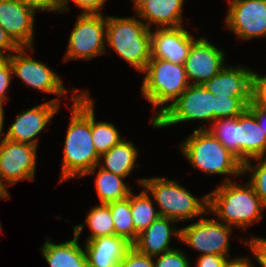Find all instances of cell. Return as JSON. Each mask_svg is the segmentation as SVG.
<instances>
[{"instance_id": "cell-1", "label": "cell", "mask_w": 266, "mask_h": 267, "mask_svg": "<svg viewBox=\"0 0 266 267\" xmlns=\"http://www.w3.org/2000/svg\"><path fill=\"white\" fill-rule=\"evenodd\" d=\"M72 89L71 120L64 141L60 182L95 175L100 162L91 133L90 91Z\"/></svg>"}, {"instance_id": "cell-2", "label": "cell", "mask_w": 266, "mask_h": 267, "mask_svg": "<svg viewBox=\"0 0 266 267\" xmlns=\"http://www.w3.org/2000/svg\"><path fill=\"white\" fill-rule=\"evenodd\" d=\"M241 186L225 178L218 188L208 194V212L226 225L246 230L263 217L266 205L247 182Z\"/></svg>"}, {"instance_id": "cell-3", "label": "cell", "mask_w": 266, "mask_h": 267, "mask_svg": "<svg viewBox=\"0 0 266 267\" xmlns=\"http://www.w3.org/2000/svg\"><path fill=\"white\" fill-rule=\"evenodd\" d=\"M185 139L180 150L193 168L205 174L243 176V163L209 129H196Z\"/></svg>"}, {"instance_id": "cell-4", "label": "cell", "mask_w": 266, "mask_h": 267, "mask_svg": "<svg viewBox=\"0 0 266 267\" xmlns=\"http://www.w3.org/2000/svg\"><path fill=\"white\" fill-rule=\"evenodd\" d=\"M135 17L106 16V45L142 73L151 59V30Z\"/></svg>"}, {"instance_id": "cell-5", "label": "cell", "mask_w": 266, "mask_h": 267, "mask_svg": "<svg viewBox=\"0 0 266 267\" xmlns=\"http://www.w3.org/2000/svg\"><path fill=\"white\" fill-rule=\"evenodd\" d=\"M137 180L157 203L158 213L162 217L180 222L209 213L208 194L197 198L177 181L160 176Z\"/></svg>"}, {"instance_id": "cell-6", "label": "cell", "mask_w": 266, "mask_h": 267, "mask_svg": "<svg viewBox=\"0 0 266 267\" xmlns=\"http://www.w3.org/2000/svg\"><path fill=\"white\" fill-rule=\"evenodd\" d=\"M143 72L145 76L141 85L142 97L153 105L154 110L158 106L161 107L153 116L155 120L191 83L188 81L184 64L164 59L151 58ZM168 102L171 103L165 105Z\"/></svg>"}, {"instance_id": "cell-7", "label": "cell", "mask_w": 266, "mask_h": 267, "mask_svg": "<svg viewBox=\"0 0 266 267\" xmlns=\"http://www.w3.org/2000/svg\"><path fill=\"white\" fill-rule=\"evenodd\" d=\"M215 96L201 84H190L188 88L155 120L153 128H164L187 121L215 122Z\"/></svg>"}, {"instance_id": "cell-8", "label": "cell", "mask_w": 266, "mask_h": 267, "mask_svg": "<svg viewBox=\"0 0 266 267\" xmlns=\"http://www.w3.org/2000/svg\"><path fill=\"white\" fill-rule=\"evenodd\" d=\"M106 16L80 14L68 39L64 62L73 59L90 60L106 52Z\"/></svg>"}, {"instance_id": "cell-9", "label": "cell", "mask_w": 266, "mask_h": 267, "mask_svg": "<svg viewBox=\"0 0 266 267\" xmlns=\"http://www.w3.org/2000/svg\"><path fill=\"white\" fill-rule=\"evenodd\" d=\"M232 231L231 226L202 216L196 223L180 228L179 241L202 253L200 255L214 254L229 258V236Z\"/></svg>"}, {"instance_id": "cell-10", "label": "cell", "mask_w": 266, "mask_h": 267, "mask_svg": "<svg viewBox=\"0 0 266 267\" xmlns=\"http://www.w3.org/2000/svg\"><path fill=\"white\" fill-rule=\"evenodd\" d=\"M37 147L7 138L0 143V185L6 192L7 185H14L22 180L34 181Z\"/></svg>"}, {"instance_id": "cell-11", "label": "cell", "mask_w": 266, "mask_h": 267, "mask_svg": "<svg viewBox=\"0 0 266 267\" xmlns=\"http://www.w3.org/2000/svg\"><path fill=\"white\" fill-rule=\"evenodd\" d=\"M26 50L27 47H19L7 58L12 66L13 75L34 90L67 98L68 91L61 77L46 64L27 56Z\"/></svg>"}, {"instance_id": "cell-12", "label": "cell", "mask_w": 266, "mask_h": 267, "mask_svg": "<svg viewBox=\"0 0 266 267\" xmlns=\"http://www.w3.org/2000/svg\"><path fill=\"white\" fill-rule=\"evenodd\" d=\"M225 25L239 39L266 37V0H228Z\"/></svg>"}, {"instance_id": "cell-13", "label": "cell", "mask_w": 266, "mask_h": 267, "mask_svg": "<svg viewBox=\"0 0 266 267\" xmlns=\"http://www.w3.org/2000/svg\"><path fill=\"white\" fill-rule=\"evenodd\" d=\"M37 8L16 0H0V26L19 47L34 52V22Z\"/></svg>"}, {"instance_id": "cell-14", "label": "cell", "mask_w": 266, "mask_h": 267, "mask_svg": "<svg viewBox=\"0 0 266 267\" xmlns=\"http://www.w3.org/2000/svg\"><path fill=\"white\" fill-rule=\"evenodd\" d=\"M225 66V53L203 36L191 44L184 62L189 83L193 80L192 84L201 85L217 75Z\"/></svg>"}, {"instance_id": "cell-15", "label": "cell", "mask_w": 266, "mask_h": 267, "mask_svg": "<svg viewBox=\"0 0 266 267\" xmlns=\"http://www.w3.org/2000/svg\"><path fill=\"white\" fill-rule=\"evenodd\" d=\"M60 101V98H55L20 112L5 134L6 138L38 146L39 137H36L52 122L51 119L59 110Z\"/></svg>"}, {"instance_id": "cell-16", "label": "cell", "mask_w": 266, "mask_h": 267, "mask_svg": "<svg viewBox=\"0 0 266 267\" xmlns=\"http://www.w3.org/2000/svg\"><path fill=\"white\" fill-rule=\"evenodd\" d=\"M195 40L183 26L151 30V58L184 64Z\"/></svg>"}, {"instance_id": "cell-17", "label": "cell", "mask_w": 266, "mask_h": 267, "mask_svg": "<svg viewBox=\"0 0 266 267\" xmlns=\"http://www.w3.org/2000/svg\"><path fill=\"white\" fill-rule=\"evenodd\" d=\"M132 1L134 2L133 5L137 13L136 15L150 30L153 24L157 25V29L178 28L183 25L182 8L184 0Z\"/></svg>"}, {"instance_id": "cell-18", "label": "cell", "mask_w": 266, "mask_h": 267, "mask_svg": "<svg viewBox=\"0 0 266 267\" xmlns=\"http://www.w3.org/2000/svg\"><path fill=\"white\" fill-rule=\"evenodd\" d=\"M225 66L202 86L215 97H251L252 69Z\"/></svg>"}, {"instance_id": "cell-19", "label": "cell", "mask_w": 266, "mask_h": 267, "mask_svg": "<svg viewBox=\"0 0 266 267\" xmlns=\"http://www.w3.org/2000/svg\"><path fill=\"white\" fill-rule=\"evenodd\" d=\"M174 222L177 221L159 216L147 229L138 234L132 246L138 252L150 257L175 249L170 246V242L173 234L180 240V229L171 226Z\"/></svg>"}, {"instance_id": "cell-20", "label": "cell", "mask_w": 266, "mask_h": 267, "mask_svg": "<svg viewBox=\"0 0 266 267\" xmlns=\"http://www.w3.org/2000/svg\"><path fill=\"white\" fill-rule=\"evenodd\" d=\"M237 141L242 163L266 155V134L249 108L237 117Z\"/></svg>"}, {"instance_id": "cell-21", "label": "cell", "mask_w": 266, "mask_h": 267, "mask_svg": "<svg viewBox=\"0 0 266 267\" xmlns=\"http://www.w3.org/2000/svg\"><path fill=\"white\" fill-rule=\"evenodd\" d=\"M132 244L117 235L101 236L85 242L88 267H119Z\"/></svg>"}, {"instance_id": "cell-22", "label": "cell", "mask_w": 266, "mask_h": 267, "mask_svg": "<svg viewBox=\"0 0 266 267\" xmlns=\"http://www.w3.org/2000/svg\"><path fill=\"white\" fill-rule=\"evenodd\" d=\"M78 237L55 244L46 238L39 249L50 267H88L85 249L78 243Z\"/></svg>"}, {"instance_id": "cell-23", "label": "cell", "mask_w": 266, "mask_h": 267, "mask_svg": "<svg viewBox=\"0 0 266 267\" xmlns=\"http://www.w3.org/2000/svg\"><path fill=\"white\" fill-rule=\"evenodd\" d=\"M138 151L132 141L123 139L100 156L98 167L126 178L134 170V167H140L139 163L136 164Z\"/></svg>"}, {"instance_id": "cell-24", "label": "cell", "mask_w": 266, "mask_h": 267, "mask_svg": "<svg viewBox=\"0 0 266 267\" xmlns=\"http://www.w3.org/2000/svg\"><path fill=\"white\" fill-rule=\"evenodd\" d=\"M85 224H87L90 230V234L86 239V242L101 236L115 235V227L108 203H100V205L97 206L95 205V207L89 211L86 219L84 220V224L73 226V232L76 237L79 238Z\"/></svg>"}, {"instance_id": "cell-25", "label": "cell", "mask_w": 266, "mask_h": 267, "mask_svg": "<svg viewBox=\"0 0 266 267\" xmlns=\"http://www.w3.org/2000/svg\"><path fill=\"white\" fill-rule=\"evenodd\" d=\"M123 179L122 176L99 169L94 181L100 203L107 204L129 197L131 190Z\"/></svg>"}, {"instance_id": "cell-26", "label": "cell", "mask_w": 266, "mask_h": 267, "mask_svg": "<svg viewBox=\"0 0 266 267\" xmlns=\"http://www.w3.org/2000/svg\"><path fill=\"white\" fill-rule=\"evenodd\" d=\"M131 192V211L134 225V242L139 233L147 229L160 215L153 205L148 191L143 190L138 195Z\"/></svg>"}, {"instance_id": "cell-27", "label": "cell", "mask_w": 266, "mask_h": 267, "mask_svg": "<svg viewBox=\"0 0 266 267\" xmlns=\"http://www.w3.org/2000/svg\"><path fill=\"white\" fill-rule=\"evenodd\" d=\"M94 101L91 99V133L95 150L99 156L119 144L123 139L114 124L95 120Z\"/></svg>"}, {"instance_id": "cell-28", "label": "cell", "mask_w": 266, "mask_h": 267, "mask_svg": "<svg viewBox=\"0 0 266 267\" xmlns=\"http://www.w3.org/2000/svg\"><path fill=\"white\" fill-rule=\"evenodd\" d=\"M112 221L115 227V235L134 243V225L131 211V193L129 197L121 201L108 203Z\"/></svg>"}, {"instance_id": "cell-29", "label": "cell", "mask_w": 266, "mask_h": 267, "mask_svg": "<svg viewBox=\"0 0 266 267\" xmlns=\"http://www.w3.org/2000/svg\"><path fill=\"white\" fill-rule=\"evenodd\" d=\"M198 129H209L212 134L238 158L237 117L216 120L209 128L200 126Z\"/></svg>"}, {"instance_id": "cell-30", "label": "cell", "mask_w": 266, "mask_h": 267, "mask_svg": "<svg viewBox=\"0 0 266 267\" xmlns=\"http://www.w3.org/2000/svg\"><path fill=\"white\" fill-rule=\"evenodd\" d=\"M254 160L258 162L256 166L253 165L254 162L252 161ZM242 172L243 175L248 172L251 173L248 182L253 186L260 200L266 205V155L244 162Z\"/></svg>"}, {"instance_id": "cell-31", "label": "cell", "mask_w": 266, "mask_h": 267, "mask_svg": "<svg viewBox=\"0 0 266 267\" xmlns=\"http://www.w3.org/2000/svg\"><path fill=\"white\" fill-rule=\"evenodd\" d=\"M215 98V121L238 117L251 104V97Z\"/></svg>"}, {"instance_id": "cell-32", "label": "cell", "mask_w": 266, "mask_h": 267, "mask_svg": "<svg viewBox=\"0 0 266 267\" xmlns=\"http://www.w3.org/2000/svg\"><path fill=\"white\" fill-rule=\"evenodd\" d=\"M156 257L157 259L154 261L155 267H190L191 265L187 258L188 255L176 248L153 258L155 259Z\"/></svg>"}, {"instance_id": "cell-33", "label": "cell", "mask_w": 266, "mask_h": 267, "mask_svg": "<svg viewBox=\"0 0 266 267\" xmlns=\"http://www.w3.org/2000/svg\"><path fill=\"white\" fill-rule=\"evenodd\" d=\"M251 103L266 109V75L252 72Z\"/></svg>"}, {"instance_id": "cell-34", "label": "cell", "mask_w": 266, "mask_h": 267, "mask_svg": "<svg viewBox=\"0 0 266 267\" xmlns=\"http://www.w3.org/2000/svg\"><path fill=\"white\" fill-rule=\"evenodd\" d=\"M119 267H155L154 258L138 252L132 246L121 260Z\"/></svg>"}, {"instance_id": "cell-35", "label": "cell", "mask_w": 266, "mask_h": 267, "mask_svg": "<svg viewBox=\"0 0 266 267\" xmlns=\"http://www.w3.org/2000/svg\"><path fill=\"white\" fill-rule=\"evenodd\" d=\"M69 1H73L76 6L83 10L81 14H103L101 9L107 0H64L60 8V13L70 9Z\"/></svg>"}, {"instance_id": "cell-36", "label": "cell", "mask_w": 266, "mask_h": 267, "mask_svg": "<svg viewBox=\"0 0 266 267\" xmlns=\"http://www.w3.org/2000/svg\"><path fill=\"white\" fill-rule=\"evenodd\" d=\"M245 240V241H244ZM242 239L241 241L245 243L251 249V252L254 255L256 262L261 267H266V238L264 237H254L253 235L249 240Z\"/></svg>"}, {"instance_id": "cell-37", "label": "cell", "mask_w": 266, "mask_h": 267, "mask_svg": "<svg viewBox=\"0 0 266 267\" xmlns=\"http://www.w3.org/2000/svg\"><path fill=\"white\" fill-rule=\"evenodd\" d=\"M13 75L12 66L7 58H0V104L8 99L6 92L10 86Z\"/></svg>"}, {"instance_id": "cell-38", "label": "cell", "mask_w": 266, "mask_h": 267, "mask_svg": "<svg viewBox=\"0 0 266 267\" xmlns=\"http://www.w3.org/2000/svg\"><path fill=\"white\" fill-rule=\"evenodd\" d=\"M232 260L214 254L199 255L195 267H226Z\"/></svg>"}, {"instance_id": "cell-39", "label": "cell", "mask_w": 266, "mask_h": 267, "mask_svg": "<svg viewBox=\"0 0 266 267\" xmlns=\"http://www.w3.org/2000/svg\"><path fill=\"white\" fill-rule=\"evenodd\" d=\"M19 46L12 40L7 32L0 26V58H8ZM4 52H8L6 55ZM12 52V53H9Z\"/></svg>"}, {"instance_id": "cell-40", "label": "cell", "mask_w": 266, "mask_h": 267, "mask_svg": "<svg viewBox=\"0 0 266 267\" xmlns=\"http://www.w3.org/2000/svg\"><path fill=\"white\" fill-rule=\"evenodd\" d=\"M64 0H25L26 4H29L39 11H52L60 12L61 5Z\"/></svg>"}, {"instance_id": "cell-41", "label": "cell", "mask_w": 266, "mask_h": 267, "mask_svg": "<svg viewBox=\"0 0 266 267\" xmlns=\"http://www.w3.org/2000/svg\"><path fill=\"white\" fill-rule=\"evenodd\" d=\"M248 108L255 114L259 126L263 129L266 134V109L261 107H256L252 103Z\"/></svg>"}, {"instance_id": "cell-42", "label": "cell", "mask_w": 266, "mask_h": 267, "mask_svg": "<svg viewBox=\"0 0 266 267\" xmlns=\"http://www.w3.org/2000/svg\"><path fill=\"white\" fill-rule=\"evenodd\" d=\"M249 257H236L226 267H255Z\"/></svg>"}, {"instance_id": "cell-43", "label": "cell", "mask_w": 266, "mask_h": 267, "mask_svg": "<svg viewBox=\"0 0 266 267\" xmlns=\"http://www.w3.org/2000/svg\"><path fill=\"white\" fill-rule=\"evenodd\" d=\"M4 108L3 105L0 104V143L6 139V136H2V132H3V126H4ZM3 137V138H2Z\"/></svg>"}, {"instance_id": "cell-44", "label": "cell", "mask_w": 266, "mask_h": 267, "mask_svg": "<svg viewBox=\"0 0 266 267\" xmlns=\"http://www.w3.org/2000/svg\"><path fill=\"white\" fill-rule=\"evenodd\" d=\"M10 197V193L9 192H6V191H0V199H7V198H9ZM0 226H2L1 225V222H0Z\"/></svg>"}, {"instance_id": "cell-45", "label": "cell", "mask_w": 266, "mask_h": 267, "mask_svg": "<svg viewBox=\"0 0 266 267\" xmlns=\"http://www.w3.org/2000/svg\"><path fill=\"white\" fill-rule=\"evenodd\" d=\"M0 191H5L3 188H2V186L0 185Z\"/></svg>"}]
</instances>
